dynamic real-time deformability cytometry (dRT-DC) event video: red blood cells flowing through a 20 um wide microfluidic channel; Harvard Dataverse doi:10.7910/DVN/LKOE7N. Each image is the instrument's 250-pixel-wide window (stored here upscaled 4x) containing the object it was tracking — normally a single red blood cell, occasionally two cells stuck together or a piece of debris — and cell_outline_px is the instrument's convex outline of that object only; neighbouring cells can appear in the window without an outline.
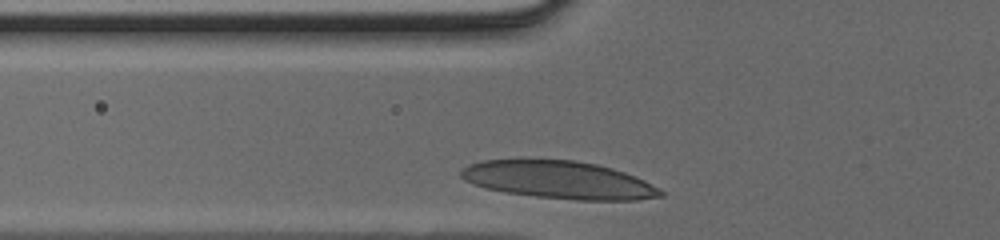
{"species": "human", "species_latin": "Homo sapiens", "temperature_condition": "cold", "stored_images_in_passage": 20, "camera_frame_rate_fps": 3000, "um_per_image_px": 0.085, "donor": {"sex": "male"}, "frame": {"image": 1, "passage_image": 4, "time_ms": 1.0, "image_size_px": [1000, 240], "cell_outline_px": [[664, 196], [636, 200], [576, 200], [536, 196], [504, 192], [488, 188], [464, 180], [460, 176], [460, 172], [468, 164], [484, 160], [572, 160], [596, 164], [612, 168], [624, 172], [644, 180], [664, 192]], "centroid_in_image_um": [47.52, 15.3], "position_along_channel_um": 78.3, "area_um2": 43.35}}
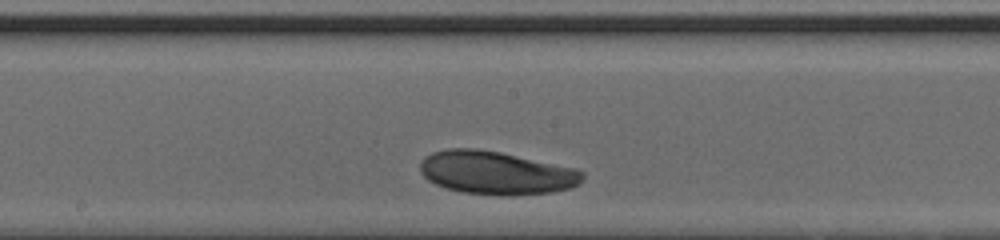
{"frame": {"image": 2, "passage_image": 13, "time_ms": 4.0, "image_size_px": [1000, 240], "cell_outline_px": [[584, 176], [580, 184], [572, 188], [552, 192], [512, 196], [464, 192], [448, 188], [436, 184], [428, 180], [420, 172], [420, 160], [424, 156], [432, 152], [448, 148], [476, 148], [500, 152], [572, 168], [584, 172]], "centroid_in_image_um": [42.16, 14.69], "position_along_channel_um": 206.0, "area_um2": 40.81}}
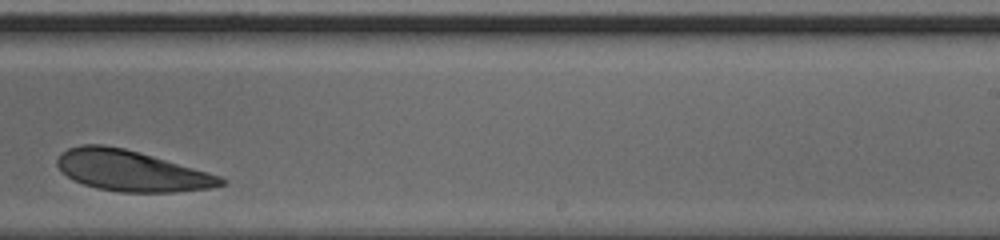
{"frame": {"image": 3, "passage_image": 18, "time_ms": 5.667, "image_size_px": [1000, 240], "cell_outline_px": [[224, 184], [212, 188], [176, 192], [120, 192], [96, 188], [72, 180], [56, 164], [56, 160], [60, 152], [68, 148], [80, 144], [104, 144], [124, 148], [140, 152], [220, 176], [224, 180]], "centroid_in_image_um": [11.11, 14.51], "position_along_channel_um": 277.9, "area_um2": 38.78}}